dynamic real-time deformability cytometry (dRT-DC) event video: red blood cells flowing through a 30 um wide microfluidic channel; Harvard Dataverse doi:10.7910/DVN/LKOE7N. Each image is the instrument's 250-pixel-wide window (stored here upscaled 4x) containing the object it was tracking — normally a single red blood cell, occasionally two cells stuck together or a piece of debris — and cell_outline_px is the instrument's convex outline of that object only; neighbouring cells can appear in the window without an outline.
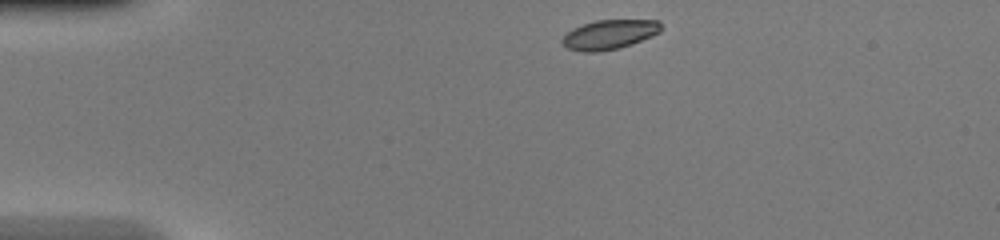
{"species": "common noctule bat (a hibernating species)", "species_latin": "Nyctalus noctula", "temperature_condition": "warm", "stored_images_in_passage": 39, "camera_frame_rate_fps": 3000, "um_per_image_px": 0.085, "animal": {"sex": "female", "body_mass_g": 20.0, "forearm_length_mm": 54.0}, "frame": {"image": 1, "passage_image": 1, "time_ms": 0.0, "image_size_px": [1000, 240], "cell_outline_px": [[664, 28], [660, 32], [652, 36], [632, 44], [620, 48], [600, 52], [580, 52], [568, 48], [560, 40], [572, 28], [596, 20], [660, 20]], "centroid_in_image_um": [51.84, 2.94], "position_along_channel_um": 33.2, "area_um2": 17.17}}
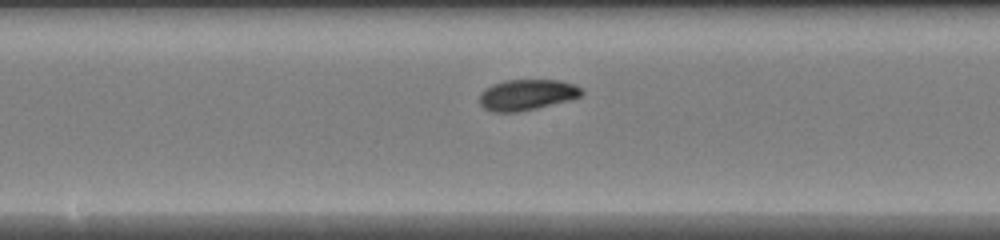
{"frame": {"image": 2, "passage_image": 17, "time_ms": 5.333, "image_size_px": [1000, 240], "cell_outline_px": [[584, 92], [580, 96], [568, 100], [536, 108], [516, 112], [492, 112], [484, 108], [480, 104], [480, 92], [492, 84], [504, 80], [560, 80], [576, 84], [584, 88]], "centroid_in_image_um": [44.8, 8.04], "position_along_channel_um": 203.4, "area_um2": 18.44}}
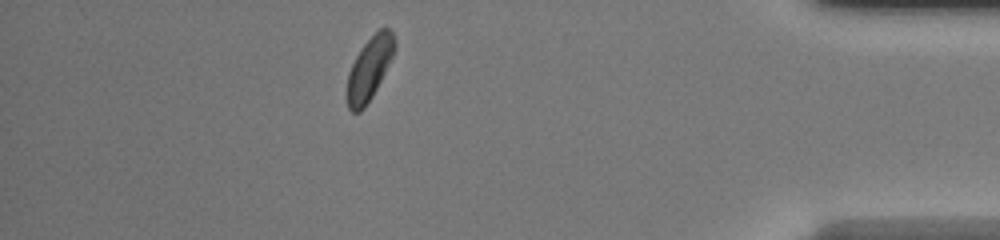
{"frame": {"image": 3, "passage_image": 34, "time_ms": 11.0, "image_size_px": [1000, 240], "cell_outline_px": [[396, 48], [372, 96], [364, 108], [360, 112], [352, 112], [348, 108], [344, 96], [344, 92], [348, 72], [360, 48], [380, 28], [388, 28], [392, 32], [396, 44]], "centroid_in_image_um": [31.33, 5.88], "position_along_channel_um": 403.9, "area_um2": 17.51}, "authors_computed_cell_mechanics": {"area_um2": 17.9758, "velocity_mm_per_s": 4.26, "shape_relaxation_time_tau1_ms": 3.4856, "shape_relaxation_time_tau2_ms": 3.0222, "deformation_change_tau1": 0.1448, "deformation_change_tau2": 0.0701}}